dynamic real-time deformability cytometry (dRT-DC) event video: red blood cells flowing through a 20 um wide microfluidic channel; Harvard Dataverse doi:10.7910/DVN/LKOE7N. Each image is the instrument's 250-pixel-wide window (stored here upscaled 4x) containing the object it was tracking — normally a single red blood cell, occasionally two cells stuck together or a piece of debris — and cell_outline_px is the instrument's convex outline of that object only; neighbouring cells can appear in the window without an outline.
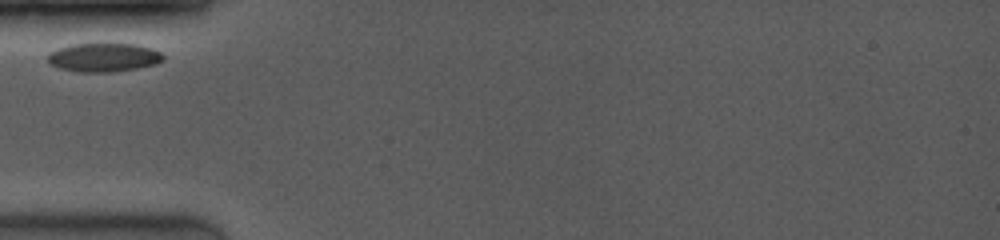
{"species": "common noctule bat (a hibernating species)", "species_latin": "Nyctalus noctula", "temperature_condition": "room temperature", "stored_images_in_passage": 14, "camera_frame_rate_fps": 4000, "um_per_image_px": 0.085, "animal": {"sex": "female", "body_mass_g": 19.0, "forearm_length_mm": 53.3}, "frame": {"image": 1, "passage_image": 1, "time_ms": 0.0, "image_size_px": [1000, 240], "cell_outline_px": [[164, 60], [156, 64], [136, 68], [108, 72], [80, 72], [60, 68], [48, 64], [44, 56], [48, 52], [72, 44], [100, 40], [136, 44], [152, 48], [160, 52], [164, 56]], "centroid_in_image_um": [8.77, 4.82], "position_along_channel_um": 76.2, "area_um2": 20.35}}
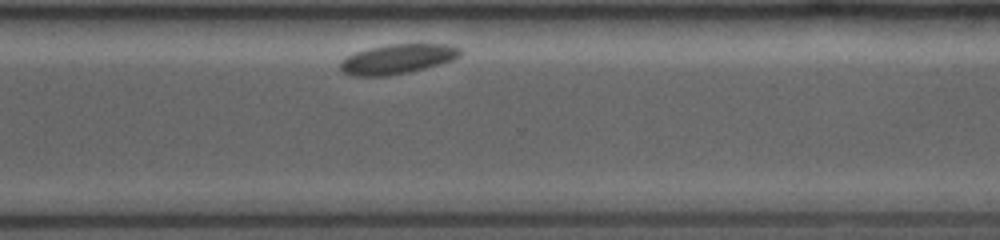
{"frame": {"image": 2, "passage_image": 12, "time_ms": 7.5, "image_size_px": [1000, 240], "cell_outline_px": [[464, 52], [460, 56], [452, 60], [424, 68], [408, 72], [384, 76], [356, 76], [344, 72], [340, 68], [340, 64], [348, 56], [356, 52], [368, 48], [388, 44], [448, 44], [460, 48]], "centroid_in_image_um": [33.83, 5.0], "position_along_channel_um": 336.8, "area_um2": 20.52}}
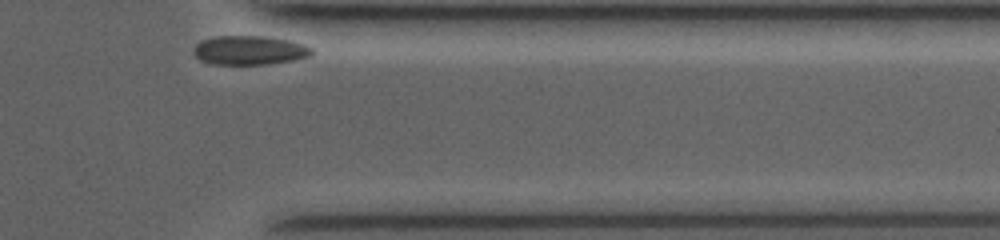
{"frame": {"image": 3, "passage_image": 14, "time_ms": 9.0, "image_size_px": [1000, 240], "cell_outline_px": [[312, 56], [292, 60], [264, 64], [216, 64], [200, 60], [196, 56], [196, 44], [200, 40], [216, 36], [268, 36], [292, 40], [308, 44], [312, 48]], "centroid_in_image_um": [21.29, 4.25], "position_along_channel_um": 390.1, "area_um2": 20.06}}